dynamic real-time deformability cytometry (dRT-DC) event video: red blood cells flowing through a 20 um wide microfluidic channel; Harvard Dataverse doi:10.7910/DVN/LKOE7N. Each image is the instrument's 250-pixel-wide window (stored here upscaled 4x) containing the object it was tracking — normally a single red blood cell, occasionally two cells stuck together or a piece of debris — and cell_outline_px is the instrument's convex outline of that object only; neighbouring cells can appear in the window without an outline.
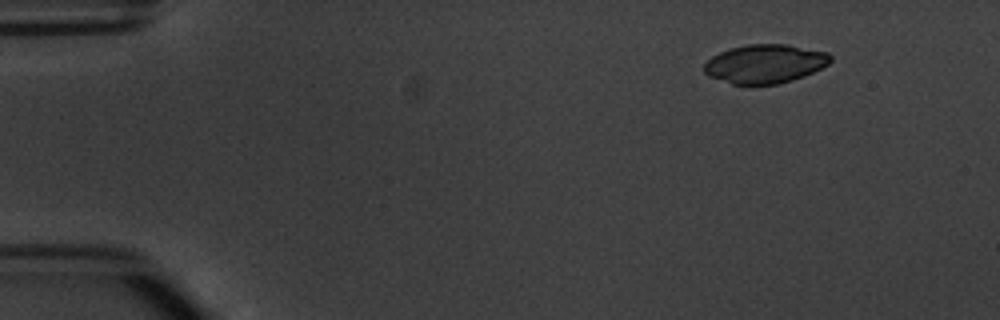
{"species": "common noctule bat (a hibernating species)", "species_latin": "Nyctalus noctula", "temperature_condition": "warm", "stored_images_in_passage": 4, "camera_frame_rate_fps": 3000, "um_per_image_px": 0.085, "animal": {"sex": "male", "body_mass_g": 20.1, "forearm_length_mm": 53.5}, "frame": {"image": 1, "passage_image": 1, "time_ms": 0.0, "image_size_px": [1000, 320], "cell_outline_px": [[832, 60], [828, 64], [804, 76], [776, 84], [732, 84], [708, 76], [704, 72], [704, 64], [712, 56], [720, 52], [732, 48], [748, 44], [788, 44], [828, 52], [832, 56]], "centroid_in_image_um": [65.03, 5.41], "position_along_channel_um": 20.0, "area_um2": 28.44}}